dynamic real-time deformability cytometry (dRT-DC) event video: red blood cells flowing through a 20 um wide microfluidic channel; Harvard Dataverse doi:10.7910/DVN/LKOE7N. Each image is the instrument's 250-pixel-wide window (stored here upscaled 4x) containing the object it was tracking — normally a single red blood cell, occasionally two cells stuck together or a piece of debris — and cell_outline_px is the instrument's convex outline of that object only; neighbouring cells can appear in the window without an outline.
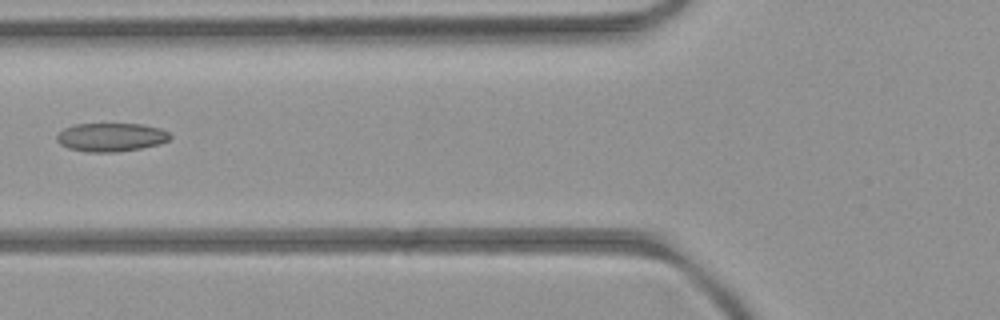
{"species": "common noctule bat (a hibernating species)", "species_latin": "Nyctalus noctula", "temperature_condition": "room temperature", "stored_images_in_passage": 6, "camera_frame_rate_fps": 3000, "um_per_image_px": 0.085, "animal": {"sex": "female", "body_mass_g": 21.9}, "frame": {"image": 1, "passage_image": 4, "time_ms": 3.667, "image_size_px": [1000, 320], "cell_outline_px": [[172, 136], [168, 140], [160, 144], [140, 148], [116, 152], [84, 152], [68, 148], [60, 144], [56, 140], [56, 136], [64, 128], [76, 124], [140, 124], [160, 128], [168, 132]], "centroid_in_image_um": [9.42, 11.66], "position_along_channel_um": 116.4, "area_um2": 18.84}}
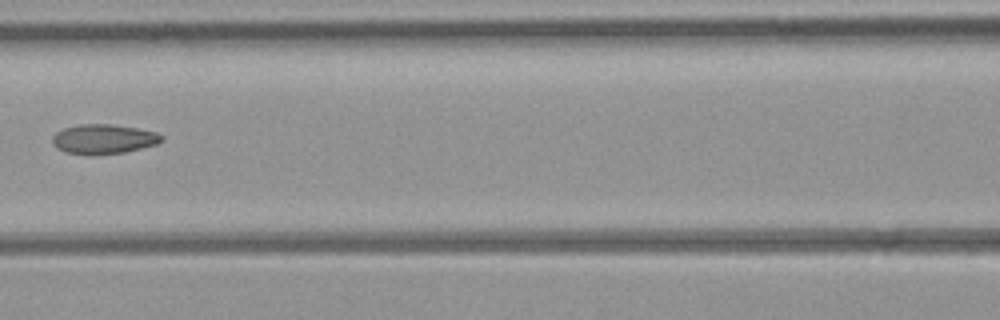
{"frame": {"image": 2, "passage_image": 5, "time_ms": 4.667, "image_size_px": [1000, 320], "cell_outline_px": [[164, 140], [156, 144], [124, 152], [92, 156], [68, 152], [56, 148], [52, 140], [52, 136], [56, 132], [64, 128], [80, 124], [112, 124], [136, 128], [156, 132], [164, 136]], "centroid_in_image_um": [8.8, 11.82], "position_along_channel_um": 157.8, "area_um2": 18.9}}
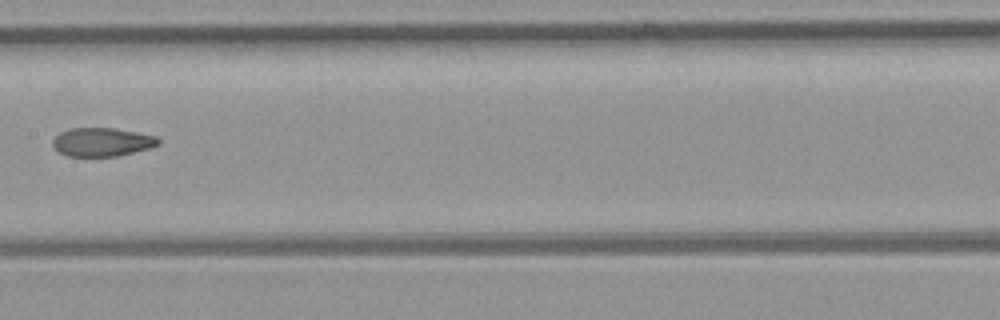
{"frame": {"image": 3, "passage_image": 6, "time_ms": 5.667, "image_size_px": [1000, 320], "cell_outline_px": [[160, 144], [148, 148], [116, 156], [68, 156], [60, 152], [52, 144], [52, 140], [60, 132], [68, 128], [116, 128], [156, 136], [160, 140]], "centroid_in_image_um": [8.66, 12.06], "position_along_channel_um": 198.7, "area_um2": 17.46}}